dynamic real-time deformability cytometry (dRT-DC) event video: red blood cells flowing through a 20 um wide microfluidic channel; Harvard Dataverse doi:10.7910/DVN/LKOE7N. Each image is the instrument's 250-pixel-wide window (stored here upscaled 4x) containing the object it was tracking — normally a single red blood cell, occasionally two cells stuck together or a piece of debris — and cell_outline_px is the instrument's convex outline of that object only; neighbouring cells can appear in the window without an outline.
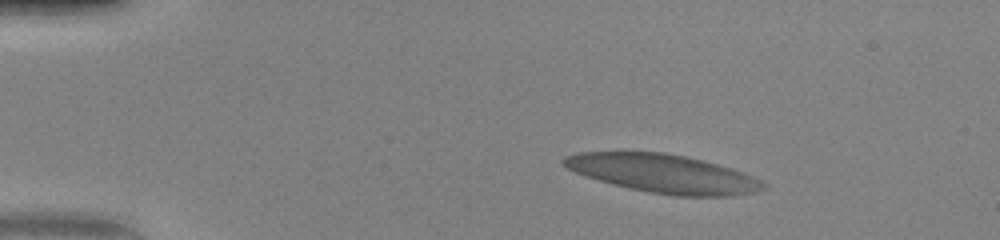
{"species": "human", "species_latin": "Homo sapiens", "temperature_condition": "warm", "stored_images_in_passage": 44, "camera_frame_rate_fps": 3000, "um_per_image_px": 0.085, "donor": {"sex": "female"}, "frame": {"image": 1, "passage_image": 1, "time_ms": 0.0, "image_size_px": [1000, 240], "cell_outline_px": [[768, 188], [756, 192], [732, 196], [672, 196], [648, 192], [600, 180], [576, 172], [560, 164], [560, 160], [564, 156], [580, 152], [664, 152], [704, 160], [732, 168], [744, 172], [764, 180], [768, 184]], "centroid_in_image_um": [56.46, 14.75], "position_along_channel_um": 28.5, "area_um2": 44.85}}
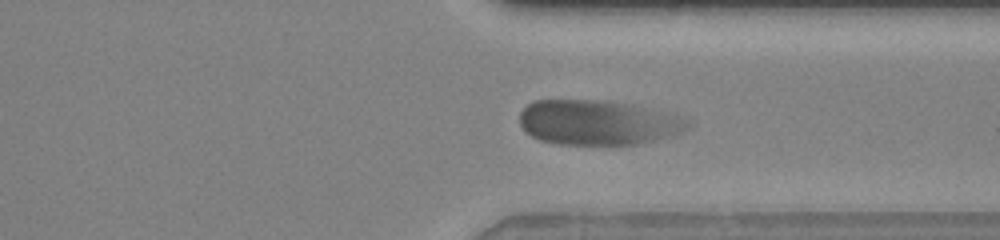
{"frame": {"image": 2, "passage_image": 32, "time_ms": 10.333, "image_size_px": [1000, 240], "cell_outline_px": [[692, 124], [688, 128], [680, 132], [668, 136], [636, 144], [556, 144], [540, 140], [524, 132], [520, 124], [520, 112], [528, 104], [536, 100], [608, 100], [632, 104], [676, 116], [688, 120]], "centroid_in_image_um": [50.75, 10.41], "position_along_channel_um": 360.6, "area_um2": 43.64}}
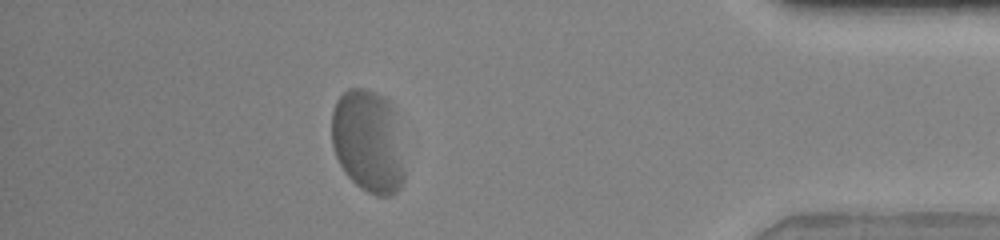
{"frame": {"image": 3, "passage_image": 38, "time_ms": 12.333, "image_size_px": [1000, 240], "cell_outline_px": [[404, 180], [400, 188], [392, 196], [376, 196], [360, 188], [344, 172], [336, 156], [332, 144], [332, 108], [336, 100], [348, 88], [364, 88], [384, 96], [388, 100], [392, 108], [404, 172]], "centroid_in_image_um": [31.24, 12.02], "position_along_channel_um": 404.0, "area_um2": 43.29}, "authors_computed_cell_mechanics": {"area_um2": 42.0784, "velocity_mm_per_s": 3.9648, "shape_relaxation_time_tau1_ms": 2.2961, "shape_relaxation_time_tau2_ms": null, "deformation_change_tau1": 0.1773, "deformation_change_tau2": null}}